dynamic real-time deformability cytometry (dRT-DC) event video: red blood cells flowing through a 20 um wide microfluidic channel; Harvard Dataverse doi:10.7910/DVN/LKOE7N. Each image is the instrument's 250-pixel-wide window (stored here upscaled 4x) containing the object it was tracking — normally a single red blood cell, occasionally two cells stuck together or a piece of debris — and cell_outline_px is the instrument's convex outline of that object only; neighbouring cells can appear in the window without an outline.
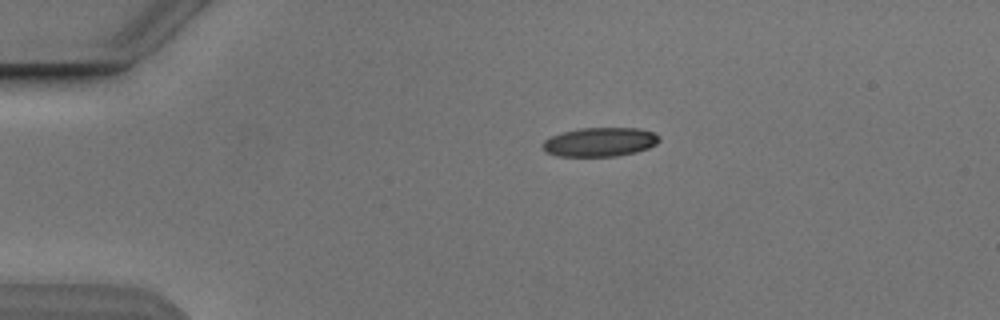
{"species": "Egyptian fruit bat (a non-hibernating species)", "species_latin": "Rousettus aegyptiacus", "temperature_condition": "cold", "stored_images_in_passage": 3, "camera_frame_rate_fps": 3000, "um_per_image_px": 0.085, "animal": {"sex": "male"}, "frame": {"image": 1, "passage_image": 1, "time_ms": 0.0, "image_size_px": [1000, 320], "cell_outline_px": [[660, 140], [656, 144], [648, 148], [636, 152], [616, 156], [556, 156], [544, 152], [544, 140], [552, 136], [564, 132], [580, 128], [640, 128], [652, 132], [660, 136]], "centroid_in_image_um": [51.01, 12.07], "position_along_channel_um": 34.0, "area_um2": 19.65}}
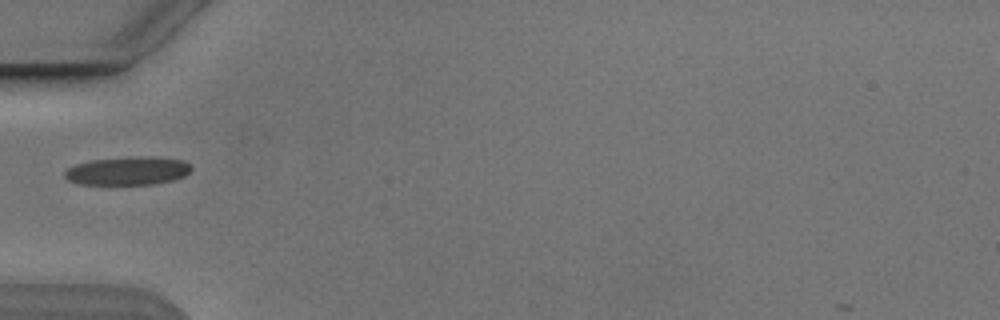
{"frame": {"image": 2, "passage_image": 3, "time_ms": 2.333, "image_size_px": [1000, 320], "cell_outline_px": [[192, 168], [184, 176], [172, 180], [152, 184], [80, 184], [68, 180], [64, 176], [64, 172], [68, 168], [76, 164], [92, 160], [132, 156], [160, 156], [184, 160]], "centroid_in_image_um": [10.87, 14.5], "position_along_channel_um": 74.1, "area_um2": 20.98}}